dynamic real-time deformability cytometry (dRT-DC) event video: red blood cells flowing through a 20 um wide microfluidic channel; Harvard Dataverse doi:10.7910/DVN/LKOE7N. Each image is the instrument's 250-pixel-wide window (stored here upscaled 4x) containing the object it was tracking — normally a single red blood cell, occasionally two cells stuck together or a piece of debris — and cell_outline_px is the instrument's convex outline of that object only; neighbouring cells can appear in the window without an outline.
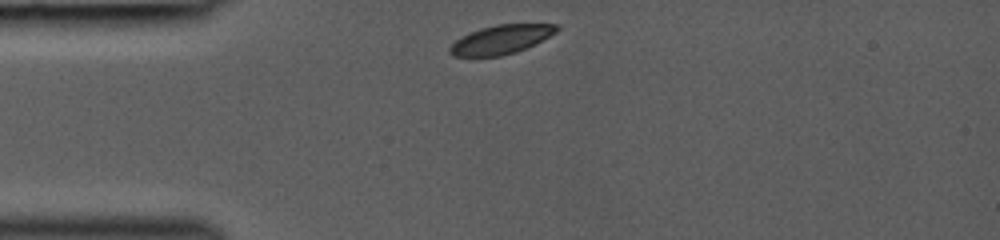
{"species": "common noctule bat (a hibernating species)", "species_latin": "Nyctalus noctula", "temperature_condition": "room temperature", "stored_images_in_passage": 29, "camera_frame_rate_fps": 3000, "um_per_image_px": 0.085, "animal": {"sex": "female", "body_mass_g": 19.0, "forearm_length_mm": 53.3}, "frame": {"image": 1, "passage_image": 1, "time_ms": 0.0, "image_size_px": [1000, 240], "cell_outline_px": [[560, 28], [556, 32], [516, 52], [500, 56], [452, 56], [448, 52], [448, 48], [460, 36], [480, 28], [496, 24], [560, 24]], "centroid_in_image_um": [42.54, 3.35], "position_along_channel_um": 42.5, "area_um2": 17.86}}
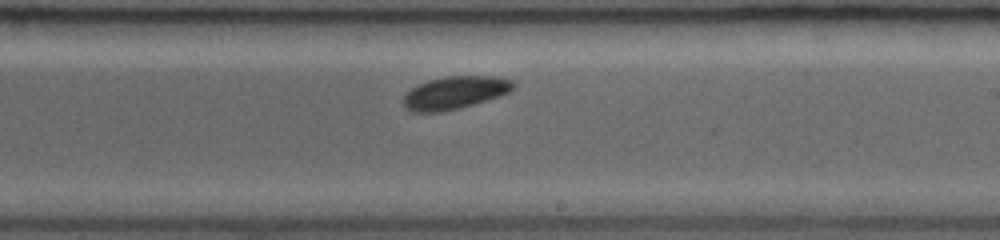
{"frame": {"image": 2, "passage_image": 17, "time_ms": 5.333, "image_size_px": [1000, 240], "cell_outline_px": [[516, 88], [500, 96], [460, 108], [440, 112], [412, 112], [404, 108], [404, 96], [412, 88], [428, 80], [444, 76], [496, 76], [512, 80], [516, 84]], "centroid_in_image_um": [38.69, 7.87], "position_along_channel_um": 250.3, "area_um2": 21.04}}
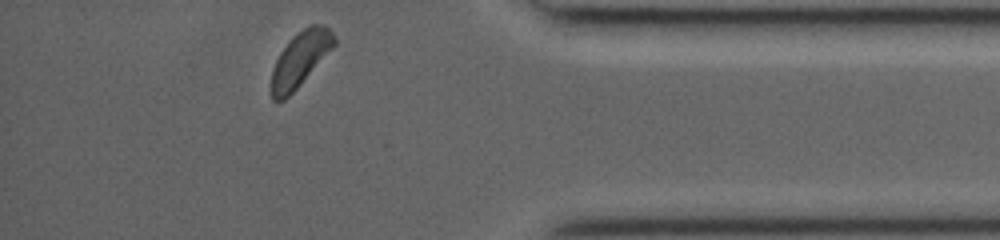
{"frame": {"image": 3, "passage_image": 29, "time_ms": 9.333, "image_size_px": [1000, 240], "cell_outline_px": [[336, 44], [296, 88], [284, 100], [272, 100], [272, 68], [280, 52], [288, 40], [296, 32], [312, 24], [324, 24], [336, 36]], "centroid_in_image_um": [25.52, 4.97], "position_along_channel_um": 409.7, "area_um2": 19.77}}